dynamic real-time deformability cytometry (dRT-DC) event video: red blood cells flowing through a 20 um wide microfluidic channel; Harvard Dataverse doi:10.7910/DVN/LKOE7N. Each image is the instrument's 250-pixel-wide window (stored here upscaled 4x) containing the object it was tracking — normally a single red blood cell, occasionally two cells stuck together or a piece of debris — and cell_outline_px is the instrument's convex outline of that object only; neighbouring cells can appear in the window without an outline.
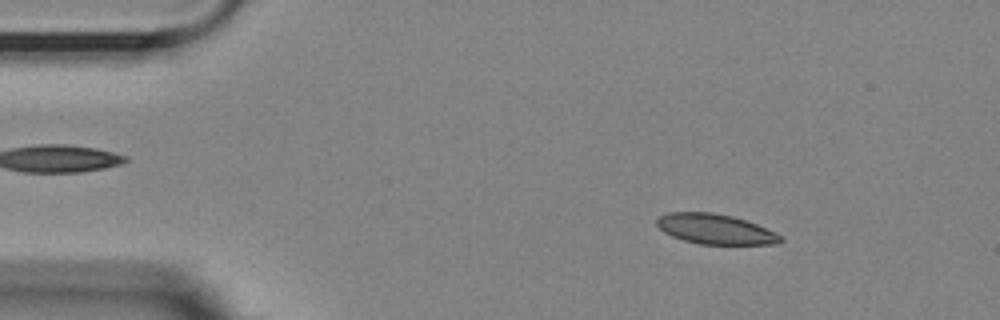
{"species": "Egyptian fruit bat (a non-hibernating species)", "species_latin": "Rousettus aegyptiacus", "temperature_condition": "room temperature", "stored_images_in_passage": 54, "camera_frame_rate_fps": 3000, "um_per_image_px": 0.085, "animal": {"sex": "female"}, "frame": {"image": 1, "passage_image": 7, "time_ms": 2.0, "image_size_px": [1000, 320], "cell_outline_px": [[784, 240], [780, 244], [700, 244], [684, 240], [672, 236], [664, 232], [656, 224], [656, 220], [660, 216], [668, 212], [712, 212], [732, 216], [756, 224], [780, 236]], "centroid_in_image_um": [60.77, 19.47], "position_along_channel_um": 24.2, "area_um2": 21.44}}
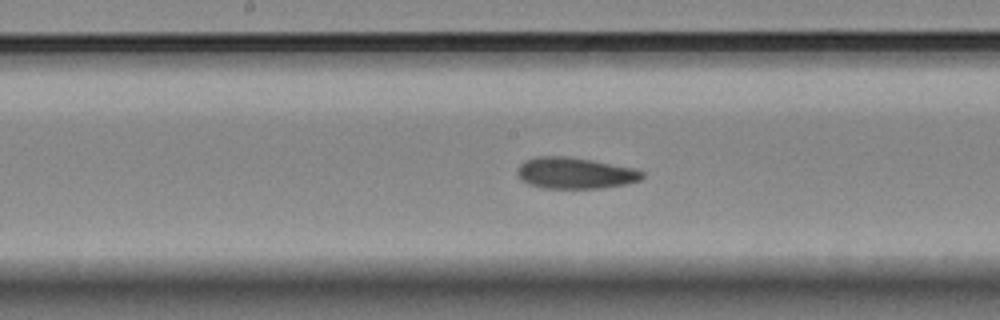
{"frame": {"image": 2, "passage_image": 27, "time_ms": 8.667, "image_size_px": [1000, 320], "cell_outline_px": [[644, 176], [640, 180], [628, 184], [600, 188], [540, 188], [528, 184], [516, 176], [516, 168], [524, 160], [536, 156], [568, 156], [592, 160], [636, 168], [644, 172]], "centroid_in_image_um": [48.85, 14.71], "position_along_channel_um": 199.3, "area_um2": 23.18}}
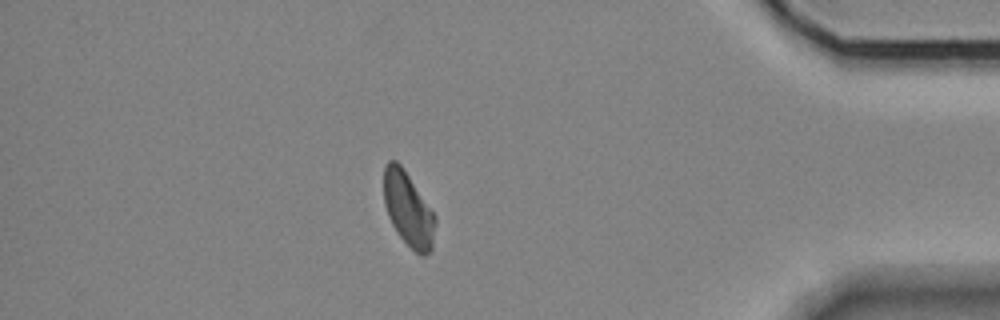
{"frame": {"image": 3, "passage_image": 47, "time_ms": 15.333, "image_size_px": [1000, 320], "cell_outline_px": [[436, 224], [432, 248], [424, 256], [420, 256], [400, 236], [392, 224], [388, 216], [384, 204], [384, 168], [388, 160], [396, 160], [400, 164], [436, 216]], "centroid_in_image_um": [34.7, 17.79], "position_along_channel_um": 400.5, "area_um2": 21.96}, "authors_computed_cell_mechanics": {"area_um2": 22.7443, "velocity_mm_per_s": 3.5977, "shape_relaxation_time_tau1_ms": 4.1438, "shape_relaxation_time_tau2_ms": 2.1566, "deformation_change_tau1": 0.0984, "deformation_change_tau2": 0.0683}}